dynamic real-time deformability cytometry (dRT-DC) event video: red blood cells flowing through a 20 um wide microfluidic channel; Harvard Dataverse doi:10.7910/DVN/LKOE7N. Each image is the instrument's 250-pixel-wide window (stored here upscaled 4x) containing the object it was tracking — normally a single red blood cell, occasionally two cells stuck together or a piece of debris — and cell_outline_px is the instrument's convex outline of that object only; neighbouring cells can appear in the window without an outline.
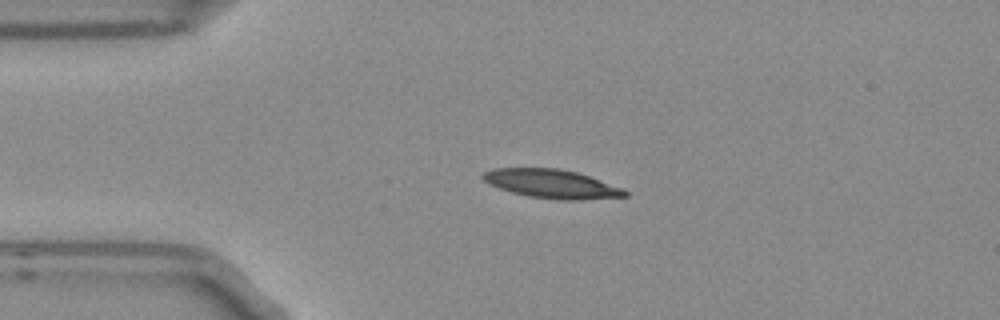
{"species": "Egyptian fruit bat (a non-hibernating species)", "species_latin": "Rousettus aegyptiacus", "temperature_condition": "room temperature", "stored_images_in_passage": 2, "camera_frame_rate_fps": 3000, "um_per_image_px": 0.085, "frame": {"image": 1, "passage_image": 1, "time_ms": 0.0, "image_size_px": [1000, 320], "cell_outline_px": [[628, 196], [580, 200], [560, 200], [528, 196], [512, 192], [500, 188], [484, 180], [480, 176], [484, 172], [492, 168], [560, 168], [576, 172], [624, 188], [628, 192]], "centroid_in_image_um": [46.92, 15.62], "position_along_channel_um": 38.1, "area_um2": 23.7}}